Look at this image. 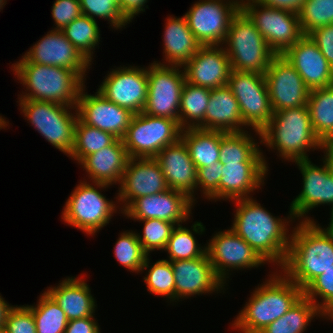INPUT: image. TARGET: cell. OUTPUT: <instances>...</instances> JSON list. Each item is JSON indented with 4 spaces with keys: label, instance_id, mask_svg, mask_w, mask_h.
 I'll return each mask as SVG.
<instances>
[{
    "label": "cell",
    "instance_id": "cell-1",
    "mask_svg": "<svg viewBox=\"0 0 333 333\" xmlns=\"http://www.w3.org/2000/svg\"><path fill=\"white\" fill-rule=\"evenodd\" d=\"M234 202L237 206L230 229L248 243L266 263H274L272 265L280 269L285 263L290 245L289 226L293 221L296 222L291 212L289 211L287 218L273 216L253 196Z\"/></svg>",
    "mask_w": 333,
    "mask_h": 333
},
{
    "label": "cell",
    "instance_id": "cell-2",
    "mask_svg": "<svg viewBox=\"0 0 333 333\" xmlns=\"http://www.w3.org/2000/svg\"><path fill=\"white\" fill-rule=\"evenodd\" d=\"M317 221H298L281 272L302 290L333 266V238Z\"/></svg>",
    "mask_w": 333,
    "mask_h": 333
},
{
    "label": "cell",
    "instance_id": "cell-3",
    "mask_svg": "<svg viewBox=\"0 0 333 333\" xmlns=\"http://www.w3.org/2000/svg\"><path fill=\"white\" fill-rule=\"evenodd\" d=\"M279 272V273H278ZM253 290L231 327L240 333H259L284 315L303 295V290L280 270Z\"/></svg>",
    "mask_w": 333,
    "mask_h": 333
},
{
    "label": "cell",
    "instance_id": "cell-4",
    "mask_svg": "<svg viewBox=\"0 0 333 333\" xmlns=\"http://www.w3.org/2000/svg\"><path fill=\"white\" fill-rule=\"evenodd\" d=\"M260 133L261 145L277 150V156L288 162L309 159L310 150L327 151V146L314 132L307 105L274 112Z\"/></svg>",
    "mask_w": 333,
    "mask_h": 333
},
{
    "label": "cell",
    "instance_id": "cell-5",
    "mask_svg": "<svg viewBox=\"0 0 333 333\" xmlns=\"http://www.w3.org/2000/svg\"><path fill=\"white\" fill-rule=\"evenodd\" d=\"M11 69L27 92L18 95V100L32 99L76 107L85 85V81L71 69L31 63L24 56L12 64Z\"/></svg>",
    "mask_w": 333,
    "mask_h": 333
},
{
    "label": "cell",
    "instance_id": "cell-6",
    "mask_svg": "<svg viewBox=\"0 0 333 333\" xmlns=\"http://www.w3.org/2000/svg\"><path fill=\"white\" fill-rule=\"evenodd\" d=\"M224 49L231 69L264 75L276 54L256 29L249 17L240 9L232 18Z\"/></svg>",
    "mask_w": 333,
    "mask_h": 333
},
{
    "label": "cell",
    "instance_id": "cell-7",
    "mask_svg": "<svg viewBox=\"0 0 333 333\" xmlns=\"http://www.w3.org/2000/svg\"><path fill=\"white\" fill-rule=\"evenodd\" d=\"M84 180L86 179L80 180L66 200L61 217L64 223L94 236L110 223L112 216L120 208L117 206L119 203L116 204L101 193V190L110 188V185Z\"/></svg>",
    "mask_w": 333,
    "mask_h": 333
},
{
    "label": "cell",
    "instance_id": "cell-8",
    "mask_svg": "<svg viewBox=\"0 0 333 333\" xmlns=\"http://www.w3.org/2000/svg\"><path fill=\"white\" fill-rule=\"evenodd\" d=\"M17 102L20 113H23L25 119L32 124L31 126L53 147L69 157L75 142L77 108L32 99Z\"/></svg>",
    "mask_w": 333,
    "mask_h": 333
},
{
    "label": "cell",
    "instance_id": "cell-9",
    "mask_svg": "<svg viewBox=\"0 0 333 333\" xmlns=\"http://www.w3.org/2000/svg\"><path fill=\"white\" fill-rule=\"evenodd\" d=\"M181 131L174 119L141 112L134 114L122 140L129 158H154L164 147L176 142Z\"/></svg>",
    "mask_w": 333,
    "mask_h": 333
},
{
    "label": "cell",
    "instance_id": "cell-10",
    "mask_svg": "<svg viewBox=\"0 0 333 333\" xmlns=\"http://www.w3.org/2000/svg\"><path fill=\"white\" fill-rule=\"evenodd\" d=\"M241 10L276 55H283L304 36L296 12L267 7L256 0H244Z\"/></svg>",
    "mask_w": 333,
    "mask_h": 333
},
{
    "label": "cell",
    "instance_id": "cell-11",
    "mask_svg": "<svg viewBox=\"0 0 333 333\" xmlns=\"http://www.w3.org/2000/svg\"><path fill=\"white\" fill-rule=\"evenodd\" d=\"M227 86L238 101L241 116L248 129L261 140L260 131L270 122L273 109L265 75L232 70Z\"/></svg>",
    "mask_w": 333,
    "mask_h": 333
},
{
    "label": "cell",
    "instance_id": "cell-12",
    "mask_svg": "<svg viewBox=\"0 0 333 333\" xmlns=\"http://www.w3.org/2000/svg\"><path fill=\"white\" fill-rule=\"evenodd\" d=\"M323 165H316L309 159L297 160L302 174V190L290 204V212L298 221H315L308 217L309 211L320 205H331L333 210V158L326 151L322 158Z\"/></svg>",
    "mask_w": 333,
    "mask_h": 333
},
{
    "label": "cell",
    "instance_id": "cell-13",
    "mask_svg": "<svg viewBox=\"0 0 333 333\" xmlns=\"http://www.w3.org/2000/svg\"><path fill=\"white\" fill-rule=\"evenodd\" d=\"M158 62L154 61L147 67L148 94L143 112L178 122L185 73L182 66L161 65Z\"/></svg>",
    "mask_w": 333,
    "mask_h": 333
},
{
    "label": "cell",
    "instance_id": "cell-14",
    "mask_svg": "<svg viewBox=\"0 0 333 333\" xmlns=\"http://www.w3.org/2000/svg\"><path fill=\"white\" fill-rule=\"evenodd\" d=\"M208 241L206 252L209 260L217 277L226 285L228 275H232L231 271L258 268L266 264L256 251L230 228L215 232Z\"/></svg>",
    "mask_w": 333,
    "mask_h": 333
},
{
    "label": "cell",
    "instance_id": "cell-15",
    "mask_svg": "<svg viewBox=\"0 0 333 333\" xmlns=\"http://www.w3.org/2000/svg\"><path fill=\"white\" fill-rule=\"evenodd\" d=\"M239 10L226 0H199L184 16L201 46L223 45L231 20Z\"/></svg>",
    "mask_w": 333,
    "mask_h": 333
},
{
    "label": "cell",
    "instance_id": "cell-16",
    "mask_svg": "<svg viewBox=\"0 0 333 333\" xmlns=\"http://www.w3.org/2000/svg\"><path fill=\"white\" fill-rule=\"evenodd\" d=\"M107 100L134 114L144 111L148 94L147 67L125 65L108 71L97 89Z\"/></svg>",
    "mask_w": 333,
    "mask_h": 333
},
{
    "label": "cell",
    "instance_id": "cell-17",
    "mask_svg": "<svg viewBox=\"0 0 333 333\" xmlns=\"http://www.w3.org/2000/svg\"><path fill=\"white\" fill-rule=\"evenodd\" d=\"M273 112L307 105L310 89L282 55H276L265 72Z\"/></svg>",
    "mask_w": 333,
    "mask_h": 333
},
{
    "label": "cell",
    "instance_id": "cell-18",
    "mask_svg": "<svg viewBox=\"0 0 333 333\" xmlns=\"http://www.w3.org/2000/svg\"><path fill=\"white\" fill-rule=\"evenodd\" d=\"M115 198L122 213L135 199L169 189L159 163L154 158H129Z\"/></svg>",
    "mask_w": 333,
    "mask_h": 333
},
{
    "label": "cell",
    "instance_id": "cell-19",
    "mask_svg": "<svg viewBox=\"0 0 333 333\" xmlns=\"http://www.w3.org/2000/svg\"><path fill=\"white\" fill-rule=\"evenodd\" d=\"M194 205L185 193L169 188L135 199L121 214L131 220L161 219L180 225L190 219Z\"/></svg>",
    "mask_w": 333,
    "mask_h": 333
},
{
    "label": "cell",
    "instance_id": "cell-20",
    "mask_svg": "<svg viewBox=\"0 0 333 333\" xmlns=\"http://www.w3.org/2000/svg\"><path fill=\"white\" fill-rule=\"evenodd\" d=\"M85 88L86 85L81 89L76 105L78 118L84 124L122 140L134 113L107 100L98 90L95 94H87Z\"/></svg>",
    "mask_w": 333,
    "mask_h": 333
},
{
    "label": "cell",
    "instance_id": "cell-21",
    "mask_svg": "<svg viewBox=\"0 0 333 333\" xmlns=\"http://www.w3.org/2000/svg\"><path fill=\"white\" fill-rule=\"evenodd\" d=\"M31 63L58 66L75 71L84 81L92 63L63 35L61 30H50L24 54Z\"/></svg>",
    "mask_w": 333,
    "mask_h": 333
},
{
    "label": "cell",
    "instance_id": "cell-22",
    "mask_svg": "<svg viewBox=\"0 0 333 333\" xmlns=\"http://www.w3.org/2000/svg\"><path fill=\"white\" fill-rule=\"evenodd\" d=\"M171 266L175 280V302L207 293H225L226 285L215 274L207 252L199 258L171 261Z\"/></svg>",
    "mask_w": 333,
    "mask_h": 333
},
{
    "label": "cell",
    "instance_id": "cell-23",
    "mask_svg": "<svg viewBox=\"0 0 333 333\" xmlns=\"http://www.w3.org/2000/svg\"><path fill=\"white\" fill-rule=\"evenodd\" d=\"M182 67L186 82L209 89L227 85L232 71L229 57L222 45L201 46Z\"/></svg>",
    "mask_w": 333,
    "mask_h": 333
},
{
    "label": "cell",
    "instance_id": "cell-24",
    "mask_svg": "<svg viewBox=\"0 0 333 333\" xmlns=\"http://www.w3.org/2000/svg\"><path fill=\"white\" fill-rule=\"evenodd\" d=\"M154 159L159 163L168 187L185 193L196 204L197 168L184 140L180 137L164 147Z\"/></svg>",
    "mask_w": 333,
    "mask_h": 333
},
{
    "label": "cell",
    "instance_id": "cell-25",
    "mask_svg": "<svg viewBox=\"0 0 333 333\" xmlns=\"http://www.w3.org/2000/svg\"><path fill=\"white\" fill-rule=\"evenodd\" d=\"M312 90L333 85V68L309 35H304L283 55Z\"/></svg>",
    "mask_w": 333,
    "mask_h": 333
},
{
    "label": "cell",
    "instance_id": "cell-26",
    "mask_svg": "<svg viewBox=\"0 0 333 333\" xmlns=\"http://www.w3.org/2000/svg\"><path fill=\"white\" fill-rule=\"evenodd\" d=\"M219 182V201L251 198L255 190L264 186L267 169L264 163L223 164Z\"/></svg>",
    "mask_w": 333,
    "mask_h": 333
},
{
    "label": "cell",
    "instance_id": "cell-27",
    "mask_svg": "<svg viewBox=\"0 0 333 333\" xmlns=\"http://www.w3.org/2000/svg\"><path fill=\"white\" fill-rule=\"evenodd\" d=\"M128 159L123 140L116 139L111 145L86 156L79 165L92 183L120 185Z\"/></svg>",
    "mask_w": 333,
    "mask_h": 333
},
{
    "label": "cell",
    "instance_id": "cell-28",
    "mask_svg": "<svg viewBox=\"0 0 333 333\" xmlns=\"http://www.w3.org/2000/svg\"><path fill=\"white\" fill-rule=\"evenodd\" d=\"M80 277H66L57 286L45 291L57 302L69 321L94 316L96 300L87 281Z\"/></svg>",
    "mask_w": 333,
    "mask_h": 333
},
{
    "label": "cell",
    "instance_id": "cell-29",
    "mask_svg": "<svg viewBox=\"0 0 333 333\" xmlns=\"http://www.w3.org/2000/svg\"><path fill=\"white\" fill-rule=\"evenodd\" d=\"M248 128L241 116L238 101L227 85L210 90L205 113V130L242 132Z\"/></svg>",
    "mask_w": 333,
    "mask_h": 333
},
{
    "label": "cell",
    "instance_id": "cell-30",
    "mask_svg": "<svg viewBox=\"0 0 333 333\" xmlns=\"http://www.w3.org/2000/svg\"><path fill=\"white\" fill-rule=\"evenodd\" d=\"M164 62L161 65L183 66L199 50L201 44L197 41L189 28L188 21L182 17L173 15L166 18L163 34Z\"/></svg>",
    "mask_w": 333,
    "mask_h": 333
},
{
    "label": "cell",
    "instance_id": "cell-31",
    "mask_svg": "<svg viewBox=\"0 0 333 333\" xmlns=\"http://www.w3.org/2000/svg\"><path fill=\"white\" fill-rule=\"evenodd\" d=\"M247 130L242 132H222L220 141V162L228 163H264L267 167L261 141L257 142Z\"/></svg>",
    "mask_w": 333,
    "mask_h": 333
},
{
    "label": "cell",
    "instance_id": "cell-32",
    "mask_svg": "<svg viewBox=\"0 0 333 333\" xmlns=\"http://www.w3.org/2000/svg\"><path fill=\"white\" fill-rule=\"evenodd\" d=\"M181 138L186 143L190 158L197 169L220 161L221 131L199 128L183 129Z\"/></svg>",
    "mask_w": 333,
    "mask_h": 333
},
{
    "label": "cell",
    "instance_id": "cell-33",
    "mask_svg": "<svg viewBox=\"0 0 333 333\" xmlns=\"http://www.w3.org/2000/svg\"><path fill=\"white\" fill-rule=\"evenodd\" d=\"M307 107L315 134L327 146L333 140V85L310 90Z\"/></svg>",
    "mask_w": 333,
    "mask_h": 333
},
{
    "label": "cell",
    "instance_id": "cell-34",
    "mask_svg": "<svg viewBox=\"0 0 333 333\" xmlns=\"http://www.w3.org/2000/svg\"><path fill=\"white\" fill-rule=\"evenodd\" d=\"M210 90L185 82L181 91L179 108L180 128L205 130V113L210 100Z\"/></svg>",
    "mask_w": 333,
    "mask_h": 333
},
{
    "label": "cell",
    "instance_id": "cell-35",
    "mask_svg": "<svg viewBox=\"0 0 333 333\" xmlns=\"http://www.w3.org/2000/svg\"><path fill=\"white\" fill-rule=\"evenodd\" d=\"M315 317L324 319L325 315L310 299L302 295L284 315L259 333H303Z\"/></svg>",
    "mask_w": 333,
    "mask_h": 333
},
{
    "label": "cell",
    "instance_id": "cell-36",
    "mask_svg": "<svg viewBox=\"0 0 333 333\" xmlns=\"http://www.w3.org/2000/svg\"><path fill=\"white\" fill-rule=\"evenodd\" d=\"M191 228L190 230L182 224L176 225L164 249L169 255L167 260H189L202 257L206 253V244L201 246L194 236L195 233L202 235L205 232L203 223L194 222Z\"/></svg>",
    "mask_w": 333,
    "mask_h": 333
},
{
    "label": "cell",
    "instance_id": "cell-37",
    "mask_svg": "<svg viewBox=\"0 0 333 333\" xmlns=\"http://www.w3.org/2000/svg\"><path fill=\"white\" fill-rule=\"evenodd\" d=\"M61 31L76 49L92 63L95 48L99 46L101 38V30L97 21L82 14Z\"/></svg>",
    "mask_w": 333,
    "mask_h": 333
},
{
    "label": "cell",
    "instance_id": "cell-38",
    "mask_svg": "<svg viewBox=\"0 0 333 333\" xmlns=\"http://www.w3.org/2000/svg\"><path fill=\"white\" fill-rule=\"evenodd\" d=\"M41 294L36 305H26L32 311L36 333H64L69 321L65 312L46 291Z\"/></svg>",
    "mask_w": 333,
    "mask_h": 333
},
{
    "label": "cell",
    "instance_id": "cell-39",
    "mask_svg": "<svg viewBox=\"0 0 333 333\" xmlns=\"http://www.w3.org/2000/svg\"><path fill=\"white\" fill-rule=\"evenodd\" d=\"M150 257H146L144 265L141 268V273L146 272L144 283L147 286L148 292L153 295L162 296L169 299L170 302H175V280L171 261L161 259L152 263L150 266ZM149 268V269H148ZM148 269V270H147ZM144 270V271H143Z\"/></svg>",
    "mask_w": 333,
    "mask_h": 333
},
{
    "label": "cell",
    "instance_id": "cell-40",
    "mask_svg": "<svg viewBox=\"0 0 333 333\" xmlns=\"http://www.w3.org/2000/svg\"><path fill=\"white\" fill-rule=\"evenodd\" d=\"M116 139L111 133L84 124L78 118L74 147L69 158L79 164L86 156L111 145Z\"/></svg>",
    "mask_w": 333,
    "mask_h": 333
},
{
    "label": "cell",
    "instance_id": "cell-41",
    "mask_svg": "<svg viewBox=\"0 0 333 333\" xmlns=\"http://www.w3.org/2000/svg\"><path fill=\"white\" fill-rule=\"evenodd\" d=\"M119 235L114 245L116 260L130 272L140 273L147 254L143 251L136 232L125 230Z\"/></svg>",
    "mask_w": 333,
    "mask_h": 333
},
{
    "label": "cell",
    "instance_id": "cell-42",
    "mask_svg": "<svg viewBox=\"0 0 333 333\" xmlns=\"http://www.w3.org/2000/svg\"><path fill=\"white\" fill-rule=\"evenodd\" d=\"M134 221L142 222L144 225L142 235L136 233L143 251L148 256H150L151 252L156 250H161L163 252L176 224L161 219H143Z\"/></svg>",
    "mask_w": 333,
    "mask_h": 333
},
{
    "label": "cell",
    "instance_id": "cell-43",
    "mask_svg": "<svg viewBox=\"0 0 333 333\" xmlns=\"http://www.w3.org/2000/svg\"><path fill=\"white\" fill-rule=\"evenodd\" d=\"M304 35L313 30L333 24V0H306L298 12Z\"/></svg>",
    "mask_w": 333,
    "mask_h": 333
},
{
    "label": "cell",
    "instance_id": "cell-44",
    "mask_svg": "<svg viewBox=\"0 0 333 333\" xmlns=\"http://www.w3.org/2000/svg\"><path fill=\"white\" fill-rule=\"evenodd\" d=\"M82 13L93 20L97 18L109 21L113 29H122L130 24L121 13L118 0H79ZM96 18V19H95Z\"/></svg>",
    "mask_w": 333,
    "mask_h": 333
},
{
    "label": "cell",
    "instance_id": "cell-45",
    "mask_svg": "<svg viewBox=\"0 0 333 333\" xmlns=\"http://www.w3.org/2000/svg\"><path fill=\"white\" fill-rule=\"evenodd\" d=\"M303 295L325 315L333 307V266L313 279L303 289Z\"/></svg>",
    "mask_w": 333,
    "mask_h": 333
},
{
    "label": "cell",
    "instance_id": "cell-46",
    "mask_svg": "<svg viewBox=\"0 0 333 333\" xmlns=\"http://www.w3.org/2000/svg\"><path fill=\"white\" fill-rule=\"evenodd\" d=\"M223 164L218 161L215 164L197 169V189L201 188V196L209 201H218L219 182L223 172ZM199 188V189H198Z\"/></svg>",
    "mask_w": 333,
    "mask_h": 333
},
{
    "label": "cell",
    "instance_id": "cell-47",
    "mask_svg": "<svg viewBox=\"0 0 333 333\" xmlns=\"http://www.w3.org/2000/svg\"><path fill=\"white\" fill-rule=\"evenodd\" d=\"M4 327L8 333H36L32 311L26 305H14L7 314Z\"/></svg>",
    "mask_w": 333,
    "mask_h": 333
},
{
    "label": "cell",
    "instance_id": "cell-48",
    "mask_svg": "<svg viewBox=\"0 0 333 333\" xmlns=\"http://www.w3.org/2000/svg\"><path fill=\"white\" fill-rule=\"evenodd\" d=\"M51 11L54 30H62L83 14L79 0H56Z\"/></svg>",
    "mask_w": 333,
    "mask_h": 333
},
{
    "label": "cell",
    "instance_id": "cell-49",
    "mask_svg": "<svg viewBox=\"0 0 333 333\" xmlns=\"http://www.w3.org/2000/svg\"><path fill=\"white\" fill-rule=\"evenodd\" d=\"M333 68V24L319 27L308 34Z\"/></svg>",
    "mask_w": 333,
    "mask_h": 333
},
{
    "label": "cell",
    "instance_id": "cell-50",
    "mask_svg": "<svg viewBox=\"0 0 333 333\" xmlns=\"http://www.w3.org/2000/svg\"><path fill=\"white\" fill-rule=\"evenodd\" d=\"M95 316L68 321L64 333H101Z\"/></svg>",
    "mask_w": 333,
    "mask_h": 333
},
{
    "label": "cell",
    "instance_id": "cell-51",
    "mask_svg": "<svg viewBox=\"0 0 333 333\" xmlns=\"http://www.w3.org/2000/svg\"><path fill=\"white\" fill-rule=\"evenodd\" d=\"M147 2L148 0H118L121 13L129 23L136 15L145 12V8H148Z\"/></svg>",
    "mask_w": 333,
    "mask_h": 333
},
{
    "label": "cell",
    "instance_id": "cell-52",
    "mask_svg": "<svg viewBox=\"0 0 333 333\" xmlns=\"http://www.w3.org/2000/svg\"><path fill=\"white\" fill-rule=\"evenodd\" d=\"M260 4L298 13L306 0H256Z\"/></svg>",
    "mask_w": 333,
    "mask_h": 333
},
{
    "label": "cell",
    "instance_id": "cell-53",
    "mask_svg": "<svg viewBox=\"0 0 333 333\" xmlns=\"http://www.w3.org/2000/svg\"><path fill=\"white\" fill-rule=\"evenodd\" d=\"M12 307L13 306L7 303V301L4 300V298L0 294V327L4 326L7 314Z\"/></svg>",
    "mask_w": 333,
    "mask_h": 333
},
{
    "label": "cell",
    "instance_id": "cell-54",
    "mask_svg": "<svg viewBox=\"0 0 333 333\" xmlns=\"http://www.w3.org/2000/svg\"><path fill=\"white\" fill-rule=\"evenodd\" d=\"M330 222L328 224V227H325V230L332 236L333 238V210L330 212Z\"/></svg>",
    "mask_w": 333,
    "mask_h": 333
},
{
    "label": "cell",
    "instance_id": "cell-55",
    "mask_svg": "<svg viewBox=\"0 0 333 333\" xmlns=\"http://www.w3.org/2000/svg\"><path fill=\"white\" fill-rule=\"evenodd\" d=\"M324 319L333 321V307L325 314Z\"/></svg>",
    "mask_w": 333,
    "mask_h": 333
},
{
    "label": "cell",
    "instance_id": "cell-56",
    "mask_svg": "<svg viewBox=\"0 0 333 333\" xmlns=\"http://www.w3.org/2000/svg\"><path fill=\"white\" fill-rule=\"evenodd\" d=\"M226 1H229V2H231L233 4H236L240 9H241L242 4L244 2V0H226Z\"/></svg>",
    "mask_w": 333,
    "mask_h": 333
},
{
    "label": "cell",
    "instance_id": "cell-57",
    "mask_svg": "<svg viewBox=\"0 0 333 333\" xmlns=\"http://www.w3.org/2000/svg\"><path fill=\"white\" fill-rule=\"evenodd\" d=\"M327 152L332 156L333 158V140L327 145Z\"/></svg>",
    "mask_w": 333,
    "mask_h": 333
},
{
    "label": "cell",
    "instance_id": "cell-58",
    "mask_svg": "<svg viewBox=\"0 0 333 333\" xmlns=\"http://www.w3.org/2000/svg\"><path fill=\"white\" fill-rule=\"evenodd\" d=\"M6 0H0V11L3 9V7L6 5Z\"/></svg>",
    "mask_w": 333,
    "mask_h": 333
},
{
    "label": "cell",
    "instance_id": "cell-59",
    "mask_svg": "<svg viewBox=\"0 0 333 333\" xmlns=\"http://www.w3.org/2000/svg\"><path fill=\"white\" fill-rule=\"evenodd\" d=\"M0 333H8L6 328L3 326V327H0Z\"/></svg>",
    "mask_w": 333,
    "mask_h": 333
}]
</instances>
